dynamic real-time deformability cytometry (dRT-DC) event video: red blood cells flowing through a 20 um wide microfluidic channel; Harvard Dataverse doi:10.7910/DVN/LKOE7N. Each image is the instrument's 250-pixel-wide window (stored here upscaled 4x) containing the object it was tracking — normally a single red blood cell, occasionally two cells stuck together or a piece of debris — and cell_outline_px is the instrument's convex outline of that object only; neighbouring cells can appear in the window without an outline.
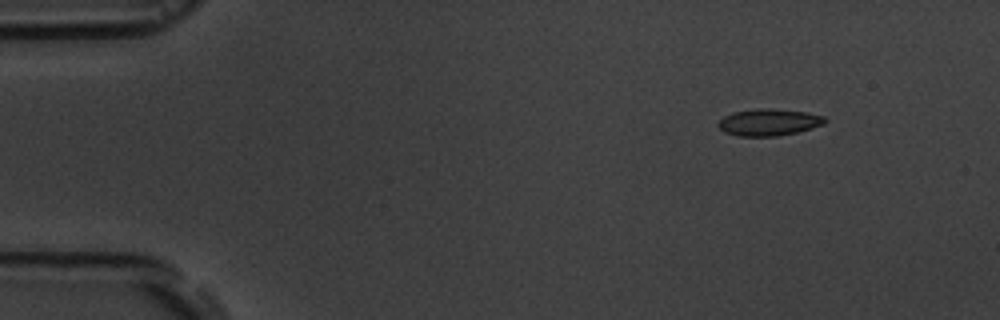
{"species": "common noctule bat (a hibernating species)", "species_latin": "Nyctalus noctula", "temperature_condition": "room temperature", "stored_images_in_passage": 4, "camera_frame_rate_fps": 3000, "um_per_image_px": 0.085, "animal": {"sex": "male", "body_mass_g": 19.5, "forearm_length_mm": 54.6}, "frame": {"image": 1, "passage_image": 1, "time_ms": 0.0, "image_size_px": [1000, 320], "cell_outline_px": [[828, 120], [824, 124], [812, 128], [796, 132], [776, 136], [736, 136], [724, 132], [716, 124], [724, 116], [732, 112], [760, 108], [768, 108], [808, 112], [824, 116]], "centroid_in_image_um": [65.35, 10.39], "position_along_channel_um": 19.7, "area_um2": 16.76}}
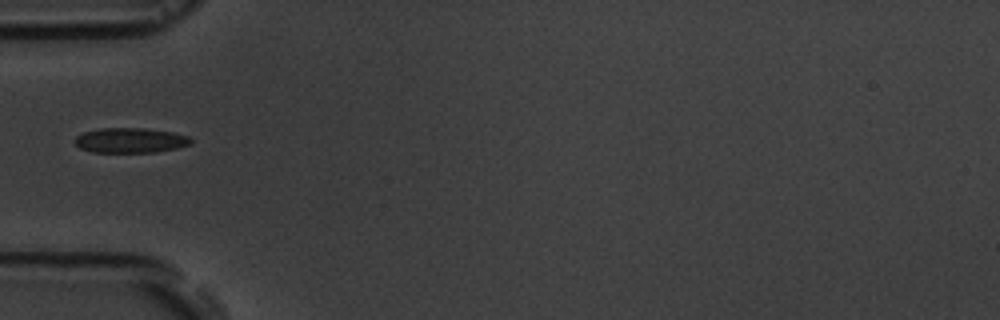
{"frame": {"image": 2, "passage_image": 4, "time_ms": 4.0, "image_size_px": [1000, 320], "cell_outline_px": [[192, 144], [176, 148], [156, 152], [92, 152], [80, 148], [76, 144], [76, 136], [84, 132], [100, 128], [144, 128], [172, 132], [188, 136], [192, 140]], "centroid_in_image_um": [11.1, 11.93], "position_along_channel_um": 73.9, "area_um2": 16.82}}